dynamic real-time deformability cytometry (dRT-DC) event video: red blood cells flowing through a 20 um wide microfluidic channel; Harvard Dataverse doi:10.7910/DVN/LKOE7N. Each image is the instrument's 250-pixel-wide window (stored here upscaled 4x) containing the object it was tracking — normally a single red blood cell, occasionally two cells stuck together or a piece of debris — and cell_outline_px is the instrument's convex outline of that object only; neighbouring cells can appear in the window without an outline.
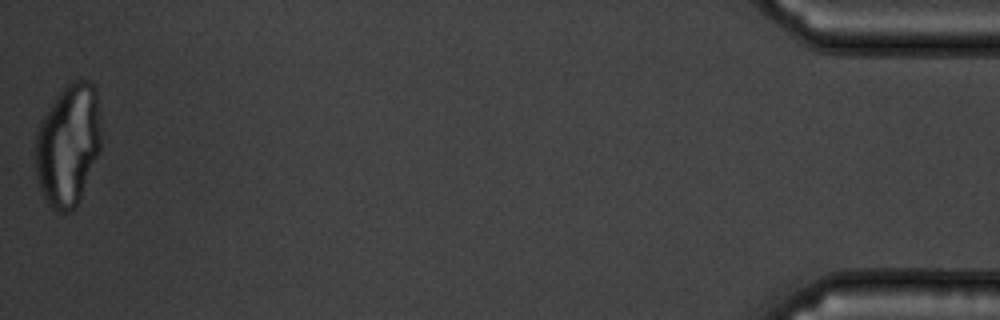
{"species": "common noctule bat (a hibernating species)", "species_latin": "Nyctalus noctula", "temperature_condition": "warm", "stored_images_in_passage": 38, "camera_frame_rate_fps": 3000, "um_per_image_px": 0.085, "animal": {"sex": "male", "body_mass_g": 19.5, "forearm_length_mm": 54.6}, "frame": {"image": 1, "passage_image": 38, "time_ms": 12.333, "image_size_px": [1000, 320], "cell_outline_px": [[100, 148], [76, 208], [72, 212], [60, 212], [52, 208], [48, 204], [40, 188], [36, 176], [36, 132], [40, 120], [56, 96], [72, 80], [92, 80], [96, 88], [100, 120]], "centroid_in_image_um": [5.79, 12.3], "position_along_channel_um": 429.4, "area_um2": 46.7}}